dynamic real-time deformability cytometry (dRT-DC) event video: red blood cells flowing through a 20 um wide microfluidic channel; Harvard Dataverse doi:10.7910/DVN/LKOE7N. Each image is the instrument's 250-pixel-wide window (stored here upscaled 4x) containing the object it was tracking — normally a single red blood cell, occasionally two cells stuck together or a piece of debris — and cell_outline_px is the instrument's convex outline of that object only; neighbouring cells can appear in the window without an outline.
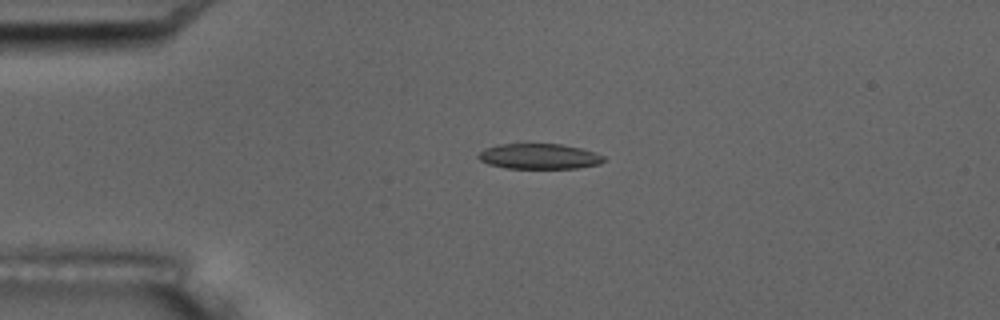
{"species": "common noctule bat (a hibernating species)", "species_latin": "Nyctalus noctula", "temperature_condition": "room temperature", "stored_images_in_passage": 5, "camera_frame_rate_fps": 3000, "um_per_image_px": 0.085, "animal": {"sex": "male", "body_mass_g": 17.5, "forearm_length_mm": 52.3}, "frame": {"image": 1, "passage_image": 4, "time_ms": 4.333, "image_size_px": [1000, 320], "cell_outline_px": [[608, 160], [600, 164], [576, 168], [504, 168], [488, 164], [480, 160], [476, 156], [484, 148], [496, 144], [524, 140], [560, 144], [580, 148], [604, 156]], "centroid_in_image_um": [45.76, 13.24], "position_along_channel_um": 39.2, "area_um2": 19.54}}